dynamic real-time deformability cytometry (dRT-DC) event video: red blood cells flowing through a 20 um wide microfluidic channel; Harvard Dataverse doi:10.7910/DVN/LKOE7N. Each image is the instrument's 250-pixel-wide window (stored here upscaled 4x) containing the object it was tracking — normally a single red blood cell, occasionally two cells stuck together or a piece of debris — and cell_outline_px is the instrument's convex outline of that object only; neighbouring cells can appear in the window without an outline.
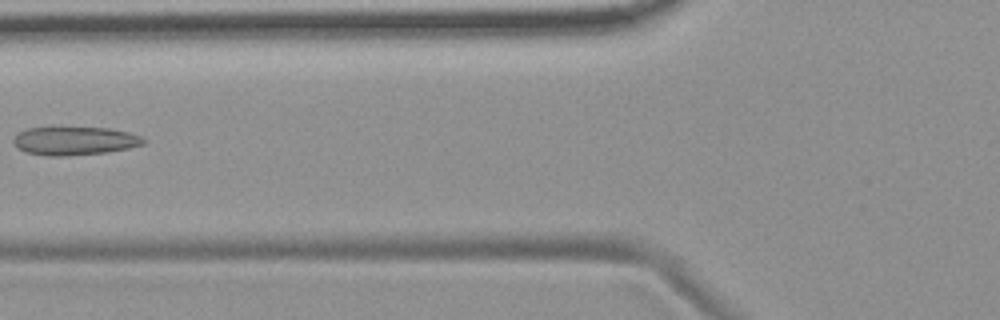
{"species": "common noctule bat (a hibernating species)", "species_latin": "Nyctalus noctula", "temperature_condition": "room temperature", "stored_images_in_passage": 7, "camera_frame_rate_fps": 3000, "um_per_image_px": 0.085, "animal": {"sex": "female", "body_mass_g": 19.9}, "frame": {"image": 1, "passage_image": 6, "time_ms": 6.0, "image_size_px": [1000, 320], "cell_outline_px": [[148, 140], [144, 144], [128, 148], [108, 152], [68, 156], [44, 156], [24, 152], [16, 148], [12, 140], [20, 132], [28, 128], [108, 128], [128, 132], [140, 136]], "centroid_in_image_um": [6.34, 11.99], "position_along_channel_um": 119.5, "area_um2": 21.56}}
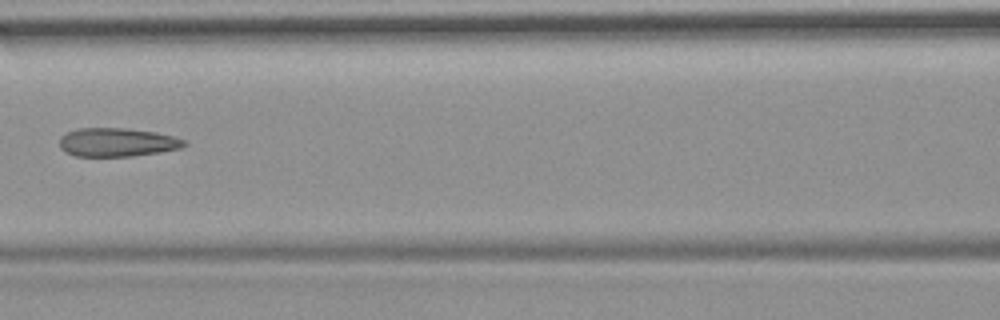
{"frame": {"image": 2, "passage_image": 7, "time_ms": 7.0, "image_size_px": [1000, 320], "cell_outline_px": [[188, 144], [180, 148], [160, 152], [132, 156], [76, 156], [64, 152], [60, 148], [60, 136], [64, 132], [80, 128], [124, 128], [156, 132], [176, 136], [188, 140]], "centroid_in_image_um": [9.97, 12.09], "position_along_channel_um": 156.6, "area_um2": 21.1}}